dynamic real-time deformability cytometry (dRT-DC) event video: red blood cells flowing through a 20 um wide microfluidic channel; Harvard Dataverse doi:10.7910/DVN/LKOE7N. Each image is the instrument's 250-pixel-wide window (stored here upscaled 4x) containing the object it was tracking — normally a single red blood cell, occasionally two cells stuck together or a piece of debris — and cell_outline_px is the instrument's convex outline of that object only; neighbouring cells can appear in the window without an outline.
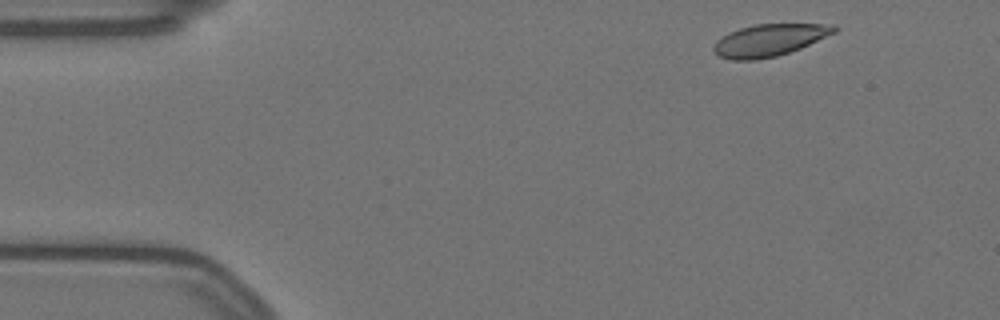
{"species": "Egyptian fruit bat (a non-hibernating species)", "species_latin": "Rousettus aegyptiacus", "temperature_condition": "warm", "stored_images_in_passage": 3, "camera_frame_rate_fps": 3000, "um_per_image_px": 0.085, "animal": {"sex": "female"}, "frame": {"image": 1, "passage_image": 1, "time_ms": 0.0, "image_size_px": [1000, 320], "cell_outline_px": [[840, 28], [836, 32], [800, 48], [776, 56], [752, 60], [732, 60], [720, 56], [712, 48], [716, 40], [728, 32], [740, 28], [756, 24], [836, 24]], "centroid_in_image_um": [65.41, 3.4], "position_along_channel_um": 19.6, "area_um2": 22.43}}